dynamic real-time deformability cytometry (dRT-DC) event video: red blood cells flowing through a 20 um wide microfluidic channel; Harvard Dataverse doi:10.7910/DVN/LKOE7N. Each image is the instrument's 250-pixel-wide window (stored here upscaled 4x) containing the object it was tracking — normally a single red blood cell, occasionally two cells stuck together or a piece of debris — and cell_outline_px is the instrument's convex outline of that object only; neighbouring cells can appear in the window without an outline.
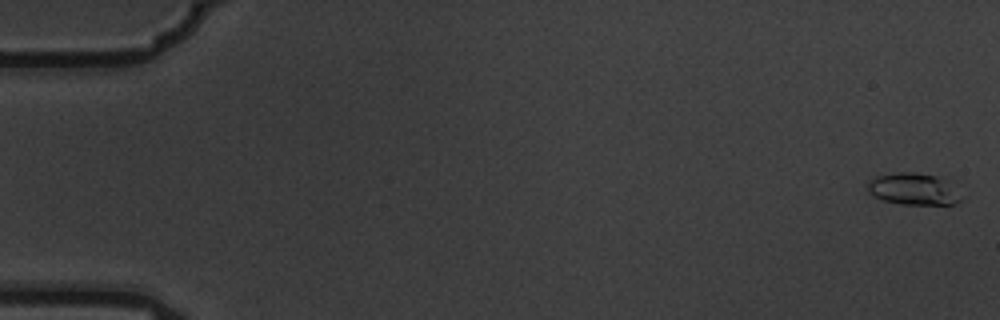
{"species": "common noctule bat (a hibernating species)", "species_latin": "Nyctalus noctula", "temperature_condition": "warm", "stored_images_in_passage": 9, "camera_frame_rate_fps": 3000, "um_per_image_px": 0.085, "animal": {"sex": "male", "body_mass_g": 19.5, "forearm_length_mm": 54.6}, "frame": {"image": 1, "passage_image": 1, "time_ms": 0.0, "image_size_px": [1000, 320], "cell_outline_px": [[964, 196], [956, 204], [904, 204], [884, 200], [872, 196], [868, 192], [868, 184], [876, 176], [900, 172], [912, 172], [936, 176], [944, 180]], "centroid_in_image_um": [77.65, 16.08], "position_along_channel_um": 7.4, "area_um2": 17.05}}
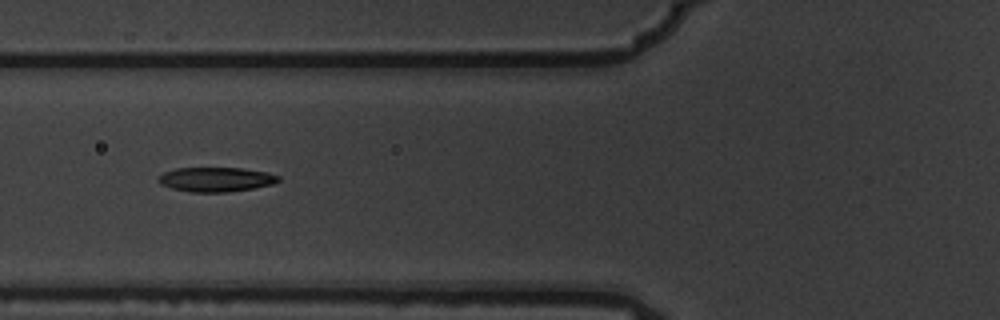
{"frame": {"image": 2, "passage_image": 7, "time_ms": 2.0, "image_size_px": [1000, 320], "cell_outline_px": [[280, 180], [272, 184], [252, 188], [228, 192], [188, 192], [172, 188], [160, 184], [156, 180], [164, 172], [176, 168], [240, 168], [264, 172], [280, 176]], "centroid_in_image_um": [18.31, 15.25], "position_along_channel_um": 107.5, "area_um2": 16.99}}
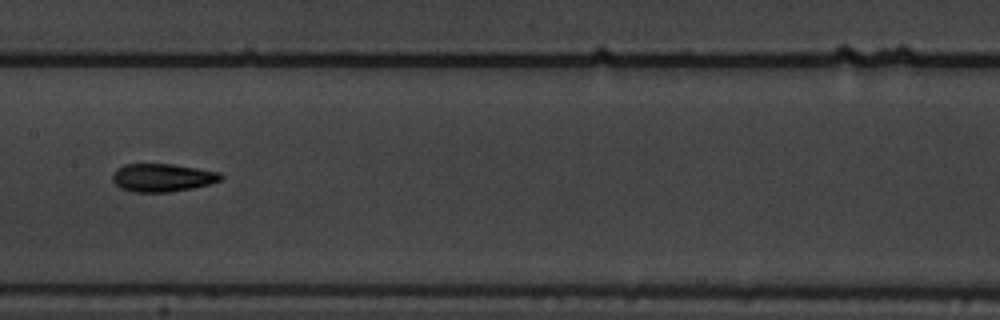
{"frame": {"image": 3, "passage_image": 9, "time_ms": 2.667, "image_size_px": [1000, 320], "cell_outline_px": [[224, 176], [220, 180], [208, 184], [192, 188], [168, 192], [132, 192], [120, 188], [112, 180], [112, 176], [116, 168], [124, 164], [172, 164], [220, 172]], "centroid_in_image_um": [13.77, 15.1], "position_along_channel_um": 193.6, "area_um2": 17.69}}